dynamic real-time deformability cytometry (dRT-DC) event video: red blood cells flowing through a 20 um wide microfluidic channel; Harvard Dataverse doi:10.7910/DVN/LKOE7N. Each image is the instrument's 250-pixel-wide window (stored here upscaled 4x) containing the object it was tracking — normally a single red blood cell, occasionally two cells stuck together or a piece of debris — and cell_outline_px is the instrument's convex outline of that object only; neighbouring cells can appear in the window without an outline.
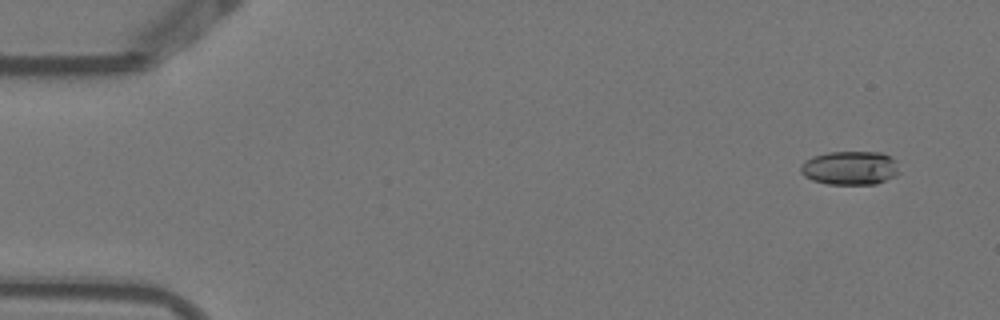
{"species": "Egyptian fruit bat (a non-hibernating species)", "species_latin": "Rousettus aegyptiacus", "temperature_condition": "warm", "stored_images_in_passage": 4, "camera_frame_rate_fps": 3000, "um_per_image_px": 0.085, "animal": {"sex": "female"}, "frame": {"image": 1, "passage_image": 1, "time_ms": 0.0, "image_size_px": [1000, 320], "cell_outline_px": [[900, 172], [896, 176], [876, 184], [828, 184], [812, 180], [804, 176], [800, 172], [800, 164], [812, 156], [828, 152], [884, 152], [892, 156], [896, 160]], "centroid_in_image_um": [72.28, 14.27], "position_along_channel_um": 12.7, "area_um2": 19.77}}